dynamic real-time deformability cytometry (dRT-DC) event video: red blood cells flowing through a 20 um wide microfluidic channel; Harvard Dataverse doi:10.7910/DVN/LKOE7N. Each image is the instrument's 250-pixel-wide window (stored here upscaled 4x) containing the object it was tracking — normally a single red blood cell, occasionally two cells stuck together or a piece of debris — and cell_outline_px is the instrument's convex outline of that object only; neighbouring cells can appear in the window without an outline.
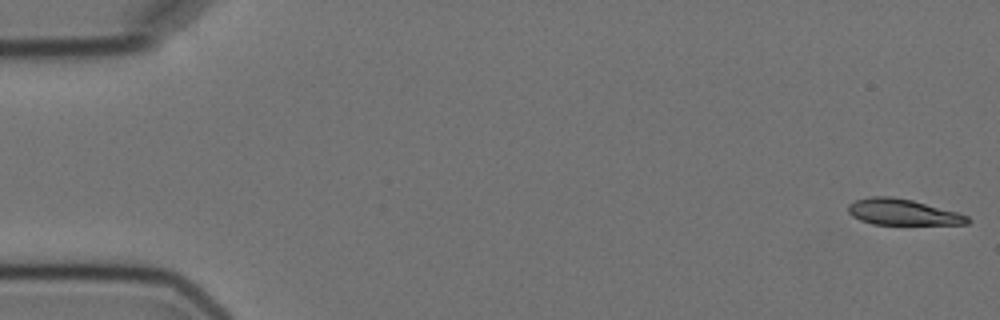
{"species": "Egyptian fruit bat (a non-hibernating species)", "species_latin": "Rousettus aegyptiacus", "temperature_condition": "cold", "stored_images_in_passage": 4, "camera_frame_rate_fps": 3000, "um_per_image_px": 0.085, "animal": {"sex": "female"}, "frame": {"image": 1, "passage_image": 1, "time_ms": 0.0, "image_size_px": [1000, 320], "cell_outline_px": [[972, 220], [968, 224], [872, 224], [860, 220], [852, 216], [848, 212], [848, 204], [856, 200], [872, 196], [892, 196], [912, 200], [956, 212], [968, 216]], "centroid_in_image_um": [76.71, 18.03], "position_along_channel_um": 8.3, "area_um2": 17.98}}
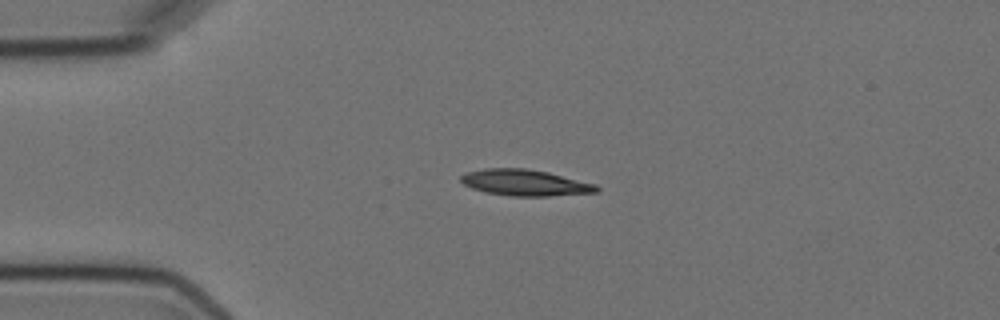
{"frame": {"image": 2, "passage_image": 4, "time_ms": 4.0, "image_size_px": [1000, 320], "cell_outline_px": [[600, 192], [548, 196], [512, 196], [484, 192], [472, 188], [464, 184], [460, 180], [460, 176], [468, 172], [484, 168], [524, 168], [548, 172], [596, 184], [600, 188]], "centroid_in_image_um": [44.65, 15.53], "position_along_channel_um": 40.4, "area_um2": 20.75}}